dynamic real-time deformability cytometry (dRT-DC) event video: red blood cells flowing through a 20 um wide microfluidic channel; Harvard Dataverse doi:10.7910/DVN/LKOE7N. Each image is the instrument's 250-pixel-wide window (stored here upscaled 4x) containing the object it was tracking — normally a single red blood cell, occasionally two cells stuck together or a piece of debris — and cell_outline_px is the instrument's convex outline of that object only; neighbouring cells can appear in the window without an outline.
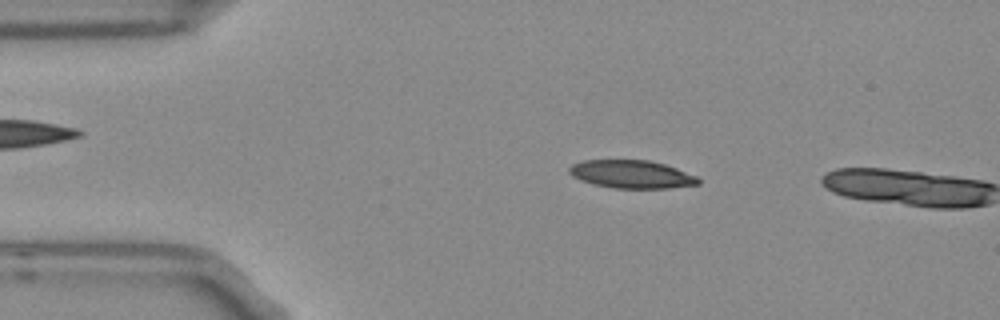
{"species": "Egyptian fruit bat (a non-hibernating species)", "species_latin": "Rousettus aegyptiacus", "temperature_condition": "room temperature", "stored_images_in_passage": 3, "camera_frame_rate_fps": 3000, "um_per_image_px": 0.085, "frame": {"image": 1, "passage_image": 2, "time_ms": 0.333, "image_size_px": [1000, 320], "cell_outline_px": [[700, 184], [668, 188], [612, 188], [592, 184], [580, 180], [572, 176], [568, 172], [568, 168], [572, 164], [580, 160], [648, 160], [664, 164], [676, 168], [696, 176], [700, 180]], "centroid_in_image_um": [53.64, 14.81], "position_along_channel_um": 31.4, "area_um2": 21.15}}